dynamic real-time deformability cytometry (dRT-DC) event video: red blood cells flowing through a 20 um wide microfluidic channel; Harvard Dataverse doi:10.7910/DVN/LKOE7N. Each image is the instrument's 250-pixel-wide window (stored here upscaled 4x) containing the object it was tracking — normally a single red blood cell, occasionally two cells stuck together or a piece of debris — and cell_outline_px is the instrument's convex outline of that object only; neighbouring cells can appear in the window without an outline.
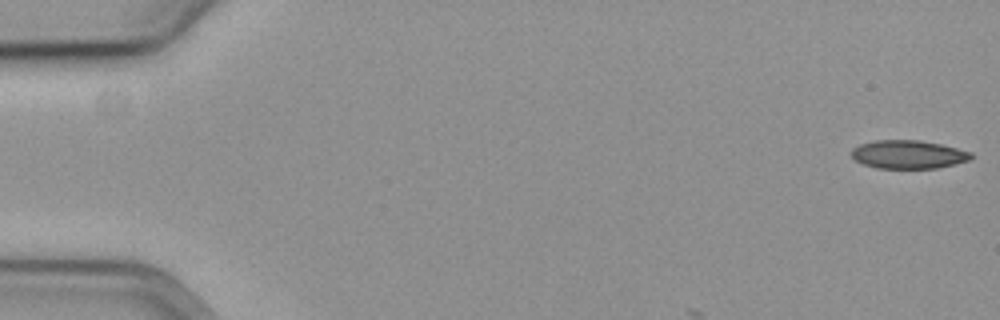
{"species": "common noctule bat (a hibernating species)", "species_latin": "Nyctalus noctula", "temperature_condition": "cold", "stored_images_in_passage": 4, "camera_frame_rate_fps": 3000, "um_per_image_px": 0.085, "animal": {"sex": "female", "body_mass_g": 19.3, "forearm_length_mm": 54.1}, "frame": {"image": 1, "passage_image": 1, "time_ms": 0.0, "image_size_px": [1000, 320], "cell_outline_px": [[976, 156], [968, 160], [936, 168], [876, 168], [864, 164], [856, 160], [848, 152], [852, 148], [860, 144], [872, 140], [920, 140], [940, 144], [972, 152]], "centroid_in_image_um": [77.17, 13.12], "position_along_channel_um": 7.8, "area_um2": 19.83}}